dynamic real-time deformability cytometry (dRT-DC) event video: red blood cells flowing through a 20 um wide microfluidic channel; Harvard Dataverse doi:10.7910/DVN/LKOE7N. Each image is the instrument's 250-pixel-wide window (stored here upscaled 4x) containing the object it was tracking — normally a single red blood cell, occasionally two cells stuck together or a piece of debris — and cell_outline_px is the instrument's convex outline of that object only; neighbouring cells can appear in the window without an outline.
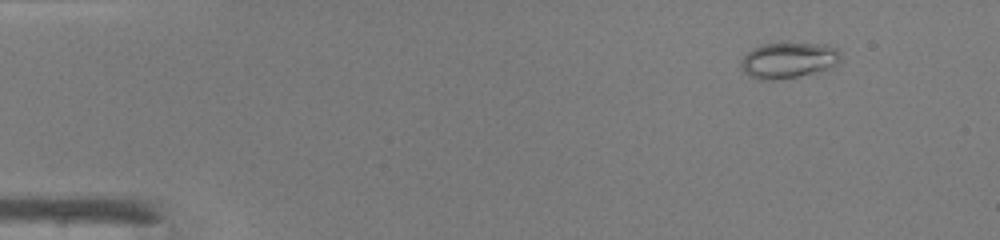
{"species": "common noctule bat (a hibernating species)", "species_latin": "Nyctalus noctula", "temperature_condition": "warm", "stored_images_in_passage": 43, "camera_frame_rate_fps": 3000, "um_per_image_px": 0.085, "animal": {"sex": "male", "body_mass_g": 19.0, "forearm_length_mm": 50.8}, "frame": {"image": 1, "passage_image": 1, "time_ms": 0.0, "image_size_px": [1000, 240], "cell_outline_px": [[840, 60], [836, 64], [812, 72], [796, 76], [776, 80], [760, 80], [748, 76], [744, 72], [740, 64], [740, 60], [752, 48], [764, 44], [824, 44], [836, 48], [840, 52]], "centroid_in_image_um": [66.95, 5.12], "position_along_channel_um": 18.1, "area_um2": 20.35}}
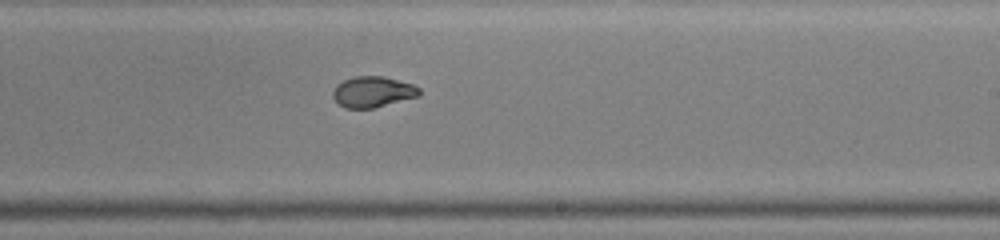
{"frame": {"image": 2, "passage_image": 25, "time_ms": 8.0, "image_size_px": [1000, 240], "cell_outline_px": [[420, 96], [372, 108], [344, 108], [332, 96], [332, 92], [336, 84], [344, 80], [356, 76], [384, 76], [412, 84], [420, 88]], "centroid_in_image_um": [31.68, 7.8], "position_along_channel_um": 257.3, "area_um2": 15.49}}
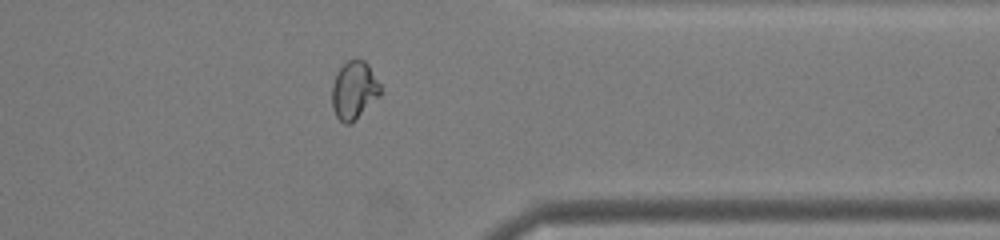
{"frame": {"image": 3, "passage_image": 34, "time_ms": 11.0, "image_size_px": [1000, 240], "cell_outline_px": [[384, 92], [380, 96], [348, 124], [344, 124], [336, 116], [332, 108], [332, 84], [336, 72], [348, 60], [356, 56], [364, 60], [368, 64], [380, 84]], "centroid_in_image_um": [30.1, 7.61], "position_along_channel_um": 381.3, "area_um2": 16.47}, "authors_computed_cell_mechanics": {"area_um2": 17.2822, "velocity_mm_per_s": 4.3301, "shape_relaxation_time_tau1_ms": null, "shape_relaxation_time_tau2_ms": 0.6191, "deformation_change_tau1": null, "deformation_change_tau2": 0.0418}}